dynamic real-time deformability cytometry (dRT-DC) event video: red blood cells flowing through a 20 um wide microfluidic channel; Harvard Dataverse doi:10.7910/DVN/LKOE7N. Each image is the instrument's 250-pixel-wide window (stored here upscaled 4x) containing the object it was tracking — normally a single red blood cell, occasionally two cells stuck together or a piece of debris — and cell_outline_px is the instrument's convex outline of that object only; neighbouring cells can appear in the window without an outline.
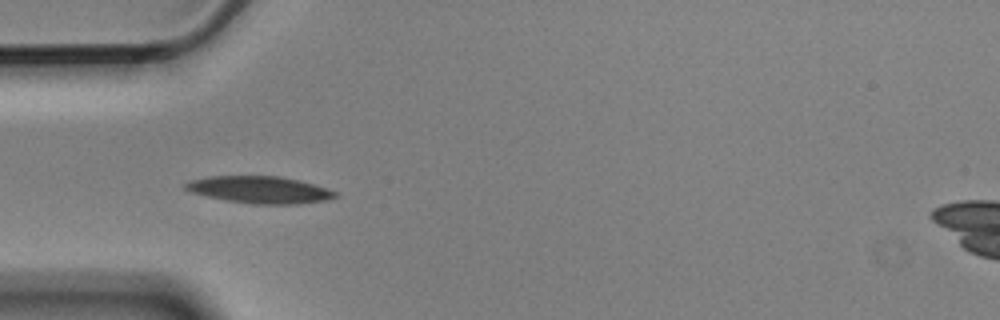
{"species": "Egyptian fruit bat (a non-hibernating species)", "species_latin": "Rousettus aegyptiacus", "temperature_condition": "cold", "stored_images_in_passage": 8, "camera_frame_rate_fps": 3000, "um_per_image_px": 0.085, "animal": {"sex": "male"}, "frame": {"image": 1, "passage_image": 2, "time_ms": 0.333, "image_size_px": [1000, 320], "cell_outline_px": [[340, 196], [328, 200], [300, 204], [252, 204], [228, 200], [208, 196], [192, 192], [184, 188], [184, 184], [188, 180], [208, 176], [280, 176], [300, 180], [336, 192]], "centroid_in_image_um": [22.09, 16.12], "position_along_channel_um": 62.9, "area_um2": 23.58}}
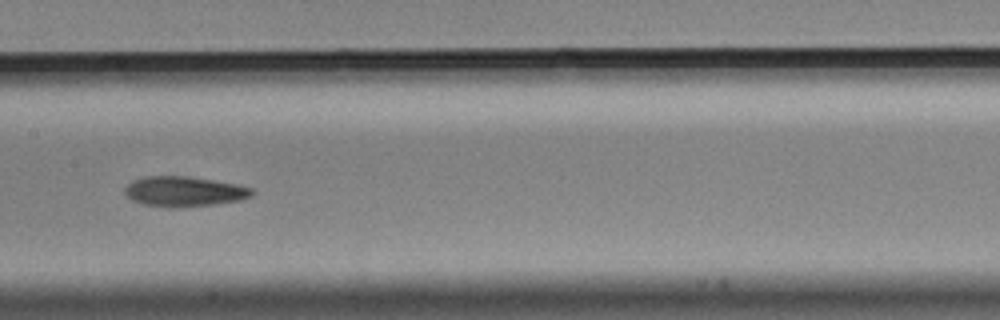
{"frame": {"image": 2, "passage_image": 5, "time_ms": 1.333, "image_size_px": [1000, 320], "cell_outline_px": [[256, 192], [252, 196], [240, 200], [212, 204], [180, 208], [172, 208], [144, 204], [132, 200], [124, 192], [124, 188], [132, 180], [148, 176], [188, 176], [236, 184], [252, 188]], "centroid_in_image_um": [15.66, 16.28], "position_along_channel_um": 191.7, "area_um2": 22.31}}
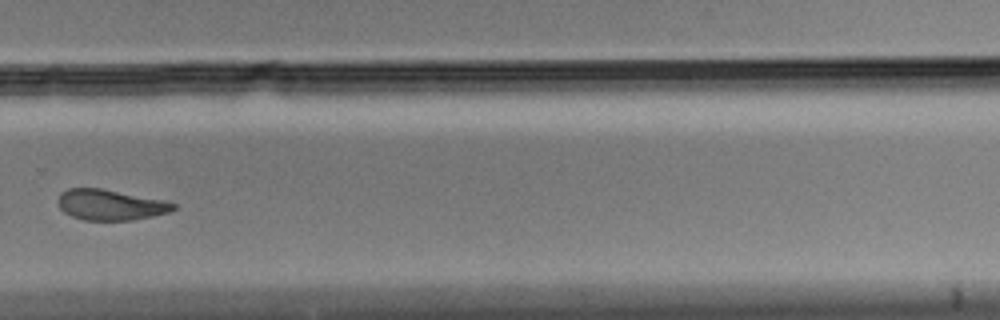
{"frame": {"image": 3, "passage_image": 8, "time_ms": 2.333, "image_size_px": [1000, 320], "cell_outline_px": [[176, 208], [168, 212], [152, 216], [132, 220], [84, 220], [72, 216], [64, 212], [60, 208], [56, 200], [68, 188], [100, 188], [160, 200], [176, 204]], "centroid_in_image_um": [9.34, 17.42], "position_along_channel_um": 320.5, "area_um2": 20.17}}